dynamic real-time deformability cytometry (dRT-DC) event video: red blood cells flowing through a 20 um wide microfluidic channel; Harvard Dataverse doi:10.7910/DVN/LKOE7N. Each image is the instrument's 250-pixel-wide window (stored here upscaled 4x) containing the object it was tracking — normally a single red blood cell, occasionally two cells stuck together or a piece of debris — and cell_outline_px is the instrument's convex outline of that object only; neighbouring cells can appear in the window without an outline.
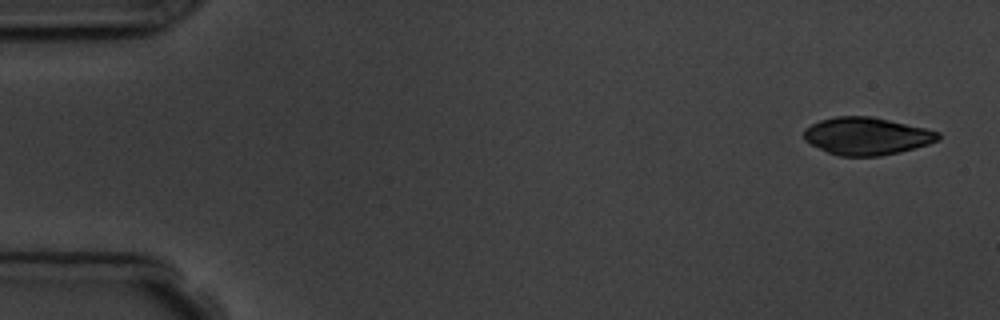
{"species": "common noctule bat (a hibernating species)", "species_latin": "Nyctalus noctula", "temperature_condition": "room temperature", "stored_images_in_passage": 4, "camera_frame_rate_fps": 3000, "um_per_image_px": 0.085, "animal": {"sex": "male", "body_mass_g": 19.5, "forearm_length_mm": 54.6}, "frame": {"image": 1, "passage_image": 1, "time_ms": 0.0, "image_size_px": [1000, 320], "cell_outline_px": [[940, 140], [928, 144], [900, 152], [880, 156], [840, 156], [828, 152], [804, 140], [804, 128], [820, 120], [836, 116], [872, 116], [924, 128], [940, 132]], "centroid_in_image_um": [73.67, 11.56], "position_along_channel_um": 11.3, "area_um2": 29.25}}